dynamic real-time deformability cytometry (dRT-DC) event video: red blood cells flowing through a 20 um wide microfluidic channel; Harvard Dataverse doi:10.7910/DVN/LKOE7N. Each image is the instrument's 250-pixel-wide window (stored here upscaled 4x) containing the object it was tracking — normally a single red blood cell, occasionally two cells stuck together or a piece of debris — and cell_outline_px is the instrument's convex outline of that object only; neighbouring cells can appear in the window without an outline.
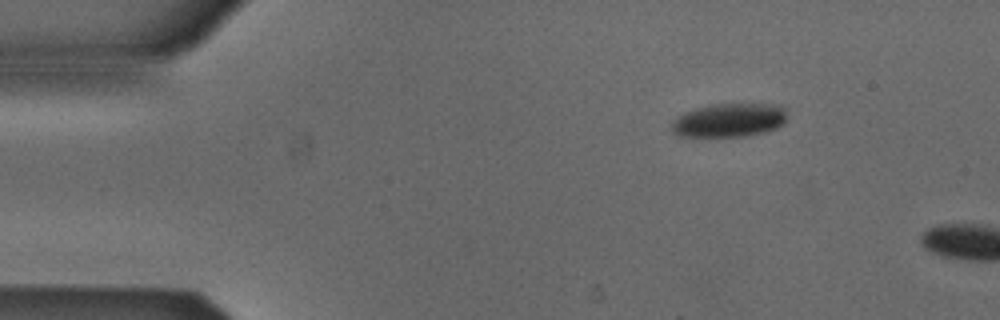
{"species": "Egyptian fruit bat (a non-hibernating species)", "species_latin": "Rousettus aegyptiacus", "temperature_condition": "cold", "stored_images_in_passage": 2, "camera_frame_rate_fps": 3000, "um_per_image_px": 0.085, "animal": {"sex": "male"}, "frame": {"image": 1, "passage_image": 1, "time_ms": 0.0, "image_size_px": [1000, 320], "cell_outline_px": [[784, 124], [776, 128], [764, 132], [740, 136], [680, 136], [672, 132], [672, 120], [676, 116], [684, 112], [708, 104], [780, 104], [784, 108]], "centroid_in_image_um": [61.94, 10.2], "position_along_channel_um": 23.1, "area_um2": 22.6}}